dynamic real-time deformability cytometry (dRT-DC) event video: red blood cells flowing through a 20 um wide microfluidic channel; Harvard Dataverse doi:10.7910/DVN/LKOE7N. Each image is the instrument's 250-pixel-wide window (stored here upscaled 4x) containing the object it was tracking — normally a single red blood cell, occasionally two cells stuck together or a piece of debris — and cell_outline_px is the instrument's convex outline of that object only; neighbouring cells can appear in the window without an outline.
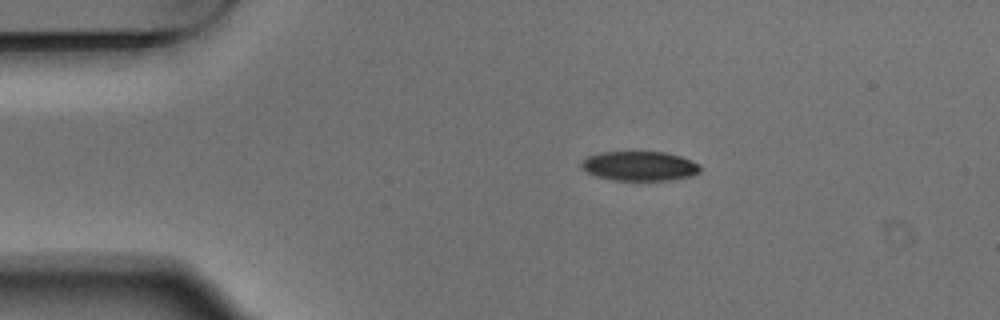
{"species": "Egyptian fruit bat (a non-hibernating species)", "species_latin": "Rousettus aegyptiacus", "temperature_condition": "warm", "stored_images_in_passage": 5, "camera_frame_rate_fps": 3000, "um_per_image_px": 0.085, "animal": {"sex": "male"}, "frame": {"image": 1, "passage_image": 5, "time_ms": 1.333, "image_size_px": [1000, 320], "cell_outline_px": [[700, 172], [692, 176], [672, 180], [612, 180], [596, 176], [580, 168], [580, 160], [588, 156], [600, 152], [632, 148], [668, 152], [692, 160], [700, 164]], "centroid_in_image_um": [54.34, 14.05], "position_along_channel_um": 30.7, "area_um2": 21.68}}